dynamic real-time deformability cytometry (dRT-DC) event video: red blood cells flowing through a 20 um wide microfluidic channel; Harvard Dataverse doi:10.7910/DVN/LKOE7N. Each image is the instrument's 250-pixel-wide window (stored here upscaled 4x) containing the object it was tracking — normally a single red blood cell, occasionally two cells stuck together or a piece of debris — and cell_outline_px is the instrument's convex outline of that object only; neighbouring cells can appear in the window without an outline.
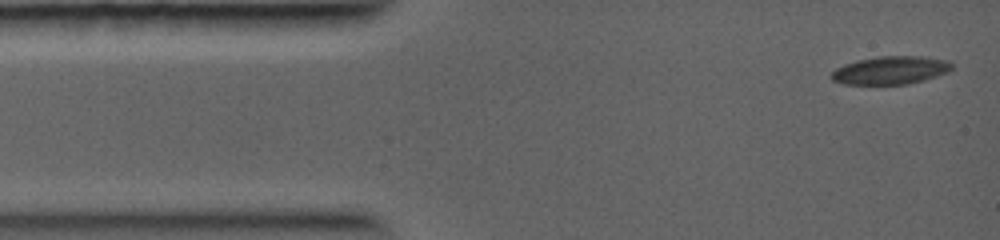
{"species": "common noctule bat (a hibernating species)", "species_latin": "Nyctalus noctula", "temperature_condition": "warm", "stored_images_in_passage": 8, "camera_frame_rate_fps": 5000, "um_per_image_px": 0.085, "animal": {"sex": "female", "body_mass_g": 19.0, "forearm_length_mm": 56.7}, "frame": {"image": 1, "passage_image": 1, "time_ms": 0.0, "image_size_px": [1000, 240], "cell_outline_px": [[952, 68], [948, 72], [924, 80], [908, 84], [844, 84], [832, 80], [832, 72], [836, 68], [844, 64], [856, 60], [880, 56], [924, 56], [948, 60], [952, 64]], "centroid_in_image_um": [75.71, 5.96], "position_along_channel_um": 9.3, "area_um2": 19.71}}
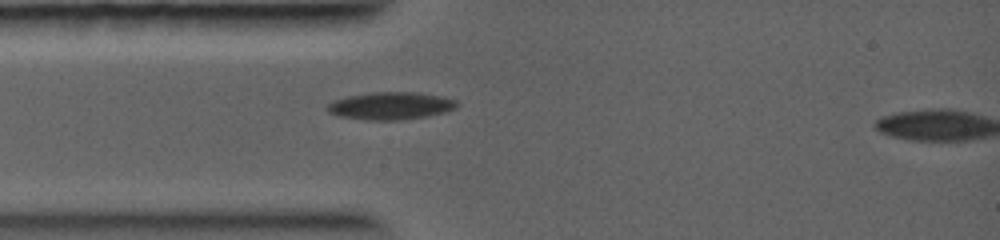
{"frame": {"image": 2, "passage_image": 7, "time_ms": 2.4, "image_size_px": [1000, 240], "cell_outline_px": [[460, 104], [456, 108], [444, 112], [424, 116], [400, 120], [364, 120], [336, 116], [328, 112], [328, 104], [336, 100], [348, 96], [372, 92], [420, 92], [440, 96], [456, 100]], "centroid_in_image_um": [33.21, 8.99], "position_along_channel_um": 51.8, "area_um2": 20.75}}